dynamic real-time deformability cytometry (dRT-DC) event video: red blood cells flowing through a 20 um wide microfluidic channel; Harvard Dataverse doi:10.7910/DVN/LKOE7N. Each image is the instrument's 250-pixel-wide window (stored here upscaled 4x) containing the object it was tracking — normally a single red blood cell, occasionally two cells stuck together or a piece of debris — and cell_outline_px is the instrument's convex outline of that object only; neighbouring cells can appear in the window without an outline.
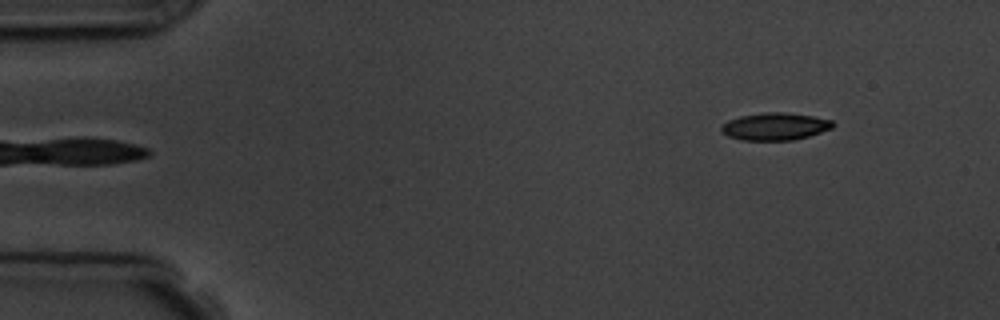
{"species": "common noctule bat (a hibernating species)", "species_latin": "Nyctalus noctula", "temperature_condition": "room temperature", "stored_images_in_passage": 4, "camera_frame_rate_fps": 3000, "um_per_image_px": 0.085, "animal": {"sex": "male", "body_mass_g": 19.5, "forearm_length_mm": 54.6}, "frame": {"image": 1, "passage_image": 4, "time_ms": 3.667, "image_size_px": [1000, 320], "cell_outline_px": [[836, 124], [832, 128], [808, 136], [792, 140], [740, 140], [728, 136], [720, 132], [720, 128], [728, 120], [740, 116], [764, 112], [784, 112], [812, 116], [832, 120]], "centroid_in_image_um": [65.86, 10.75], "position_along_channel_um": 19.1, "area_um2": 17.8}}